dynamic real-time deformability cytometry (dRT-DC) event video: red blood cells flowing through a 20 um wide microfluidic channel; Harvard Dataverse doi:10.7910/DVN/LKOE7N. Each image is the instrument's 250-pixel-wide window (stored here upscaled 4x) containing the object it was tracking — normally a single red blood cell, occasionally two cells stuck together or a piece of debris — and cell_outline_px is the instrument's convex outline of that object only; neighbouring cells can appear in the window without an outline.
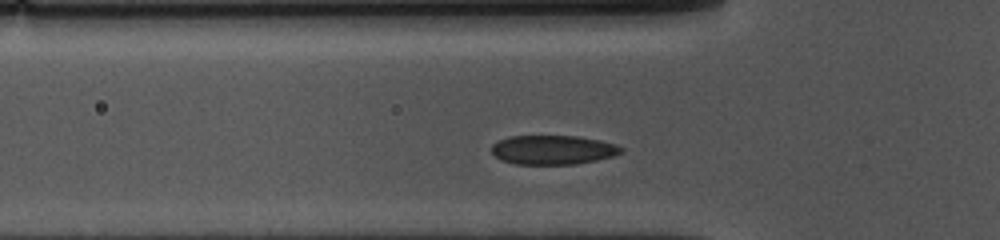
{"species": "common noctule bat (a hibernating species)", "species_latin": "Nyctalus noctula", "temperature_condition": "cold", "stored_images_in_passage": 36, "camera_frame_rate_fps": 3000, "um_per_image_px": 0.085, "animal": {"sex": "female", "body_mass_g": 10.0, "forearm_length_mm": 53.1}, "frame": {"image": 1, "passage_image": 10, "time_ms": 3.0, "image_size_px": [1000, 240], "cell_outline_px": [[624, 152], [612, 156], [596, 160], [576, 164], [516, 164], [504, 160], [496, 156], [492, 152], [492, 144], [508, 136], [576, 136], [600, 140], [616, 144], [624, 148]], "centroid_in_image_um": [47.04, 12.73], "position_along_channel_um": 78.8, "area_um2": 21.96}}
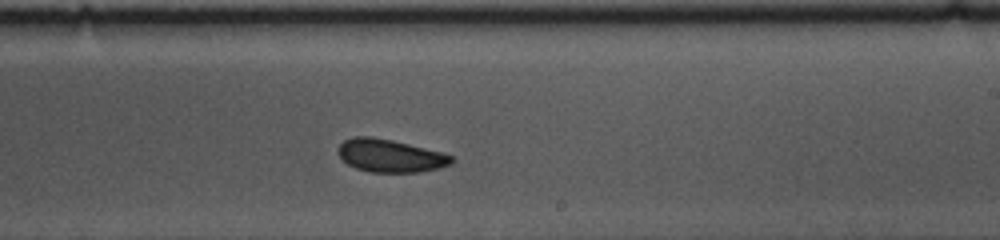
{"frame": {"image": 2, "passage_image": 25, "time_ms": 8.0, "image_size_px": [1000, 240], "cell_outline_px": [[456, 160], [452, 164], [440, 168], [420, 172], [368, 172], [356, 168], [348, 164], [336, 152], [336, 148], [344, 140], [352, 136], [372, 136], [392, 140], [444, 152], [452, 156]], "centroid_in_image_um": [33.18, 13.23], "position_along_channel_um": 255.8, "area_um2": 22.08}}
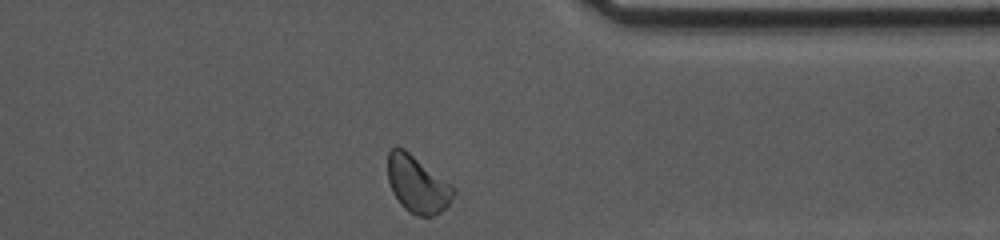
{"frame": {"image": 3, "passage_image": 36, "time_ms": 11.667, "image_size_px": [1000, 240], "cell_outline_px": [[456, 192], [448, 204], [440, 212], [432, 216], [416, 216], [408, 212], [400, 204], [392, 192], [388, 180], [388, 152], [392, 148], [404, 148], [452, 184], [456, 188]], "centroid_in_image_um": [35.48, 15.68], "position_along_channel_um": 375.9, "area_um2": 21.91}, "authors_computed_cell_mechanics": {"area_um2": 22.0507, "velocity_mm_per_s": 3.5311, "shape_relaxation_time_tau1_ms": 9.2952, "shape_relaxation_time_tau2_ms": 2.2507, "deformation_change_tau1": 0.199, "deformation_change_tau2": 0.0637}}